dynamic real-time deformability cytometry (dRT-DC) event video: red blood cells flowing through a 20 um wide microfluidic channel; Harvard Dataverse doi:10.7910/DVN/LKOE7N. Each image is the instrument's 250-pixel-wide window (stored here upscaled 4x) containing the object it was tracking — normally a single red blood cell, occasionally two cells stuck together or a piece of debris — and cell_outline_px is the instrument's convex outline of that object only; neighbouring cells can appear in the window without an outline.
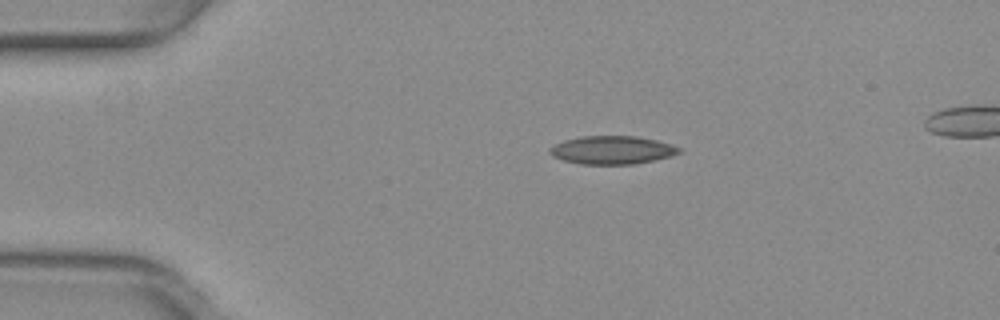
{"species": "common noctule bat (a hibernating species)", "species_latin": "Nyctalus noctula", "temperature_condition": "warm", "stored_images_in_passage": 52, "camera_frame_rate_fps": 3000, "um_per_image_px": 0.085, "animal": {"sex": "female", "body_mass_g": 29.2, "forearm_length_mm": 56.3}, "frame": {"image": 1, "passage_image": 10, "time_ms": 3.0, "image_size_px": [1000, 320], "cell_outline_px": [[684, 152], [672, 156], [632, 164], [580, 164], [564, 160], [552, 156], [548, 152], [548, 148], [564, 140], [580, 136], [636, 136], [656, 140], [672, 144], [680, 148]], "centroid_in_image_um": [52.04, 12.75], "position_along_channel_um": 33.0, "area_um2": 21.33}}
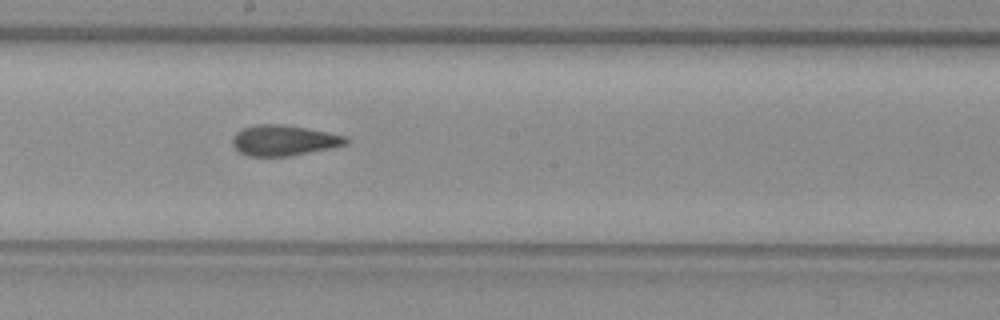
{"frame": {"image": 2, "passage_image": 28, "time_ms": 9.0, "image_size_px": [1000, 320], "cell_outline_px": [[352, 140], [348, 144], [292, 156], [248, 156], [240, 152], [232, 144], [232, 136], [240, 128], [256, 124], [280, 124], [304, 128], [348, 136]], "centroid_in_image_um": [24.13, 11.93], "position_along_channel_um": 224.1, "area_um2": 20.35}}
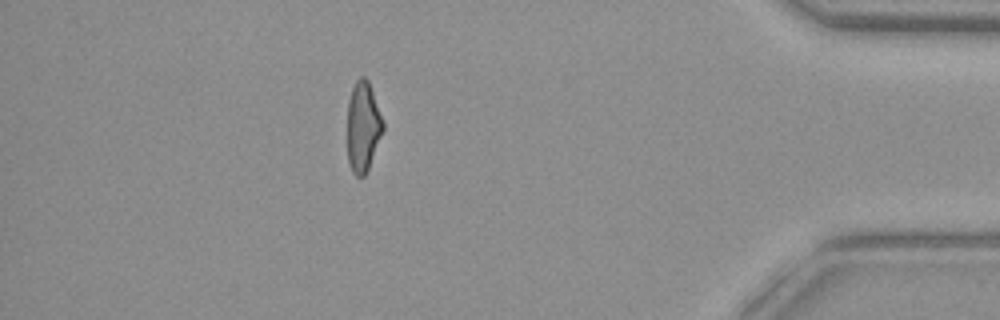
{"frame": {"image": 3, "passage_image": 45, "time_ms": 14.667, "image_size_px": [1000, 320], "cell_outline_px": [[384, 128], [368, 168], [364, 176], [356, 176], [352, 172], [348, 160], [348, 100], [352, 88], [356, 80], [360, 76], [364, 76], [368, 80], [384, 124]], "centroid_in_image_um": [30.84, 10.75], "position_along_channel_um": 404.4, "area_um2": 18.44}, "authors_computed_cell_mechanics": {"area_um2": 20.4323, "velocity_mm_per_s": 4.0177, "shape_relaxation_time_tau1_ms": null, "shape_relaxation_time_tau2_ms": 2.149, "deformation_change_tau1": null, "deformation_change_tau2": 0.1027}}